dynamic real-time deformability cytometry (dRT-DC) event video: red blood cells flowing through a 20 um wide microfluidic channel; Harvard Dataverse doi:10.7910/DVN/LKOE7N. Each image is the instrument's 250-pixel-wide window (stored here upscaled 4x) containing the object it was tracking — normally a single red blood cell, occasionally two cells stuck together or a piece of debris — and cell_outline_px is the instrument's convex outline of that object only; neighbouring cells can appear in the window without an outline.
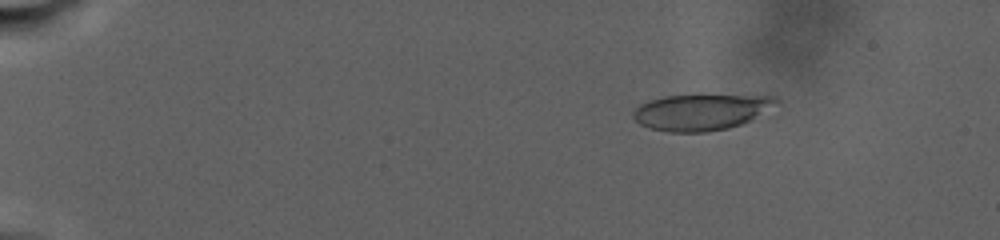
{"species": "human", "species_latin": "Homo sapiens", "temperature_condition": "warm", "stored_images_in_passage": 78, "camera_frame_rate_fps": 3000, "um_per_image_px": 0.085, "donor": {"sex": "male"}, "frame": {"image": 1, "passage_image": 17, "time_ms": 5.0, "image_size_px": [1000, 240], "cell_outline_px": [[780, 100], [748, 120], [740, 124], [728, 128], [708, 132], [668, 132], [648, 128], [640, 124], [632, 116], [632, 112], [640, 104], [648, 100], [664, 96], [700, 92], [704, 92], [776, 96]], "centroid_in_image_um": [59.54, 9.46], "position_along_channel_um": 25.5, "area_um2": 31.04}}
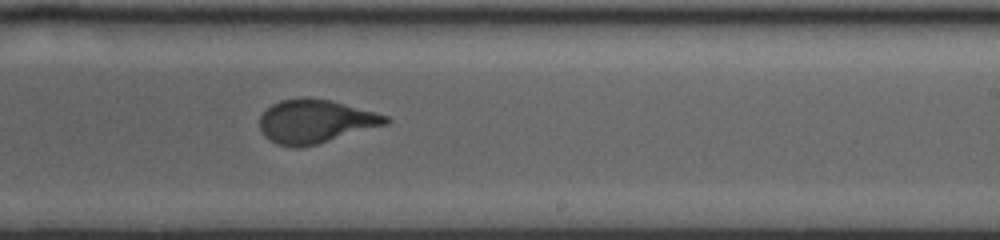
{"frame": {"image": 2, "passage_image": 49, "time_ms": 20.0, "image_size_px": [1000, 240], "cell_outline_px": [[392, 120], [388, 124], [316, 144], [296, 148], [292, 148], [276, 144], [264, 136], [260, 128], [260, 116], [272, 104], [280, 100], [304, 96], [308, 96], [332, 100], [388, 116]], "centroid_in_image_um": [26.79, 10.3], "position_along_channel_um": 262.2, "area_um2": 32.14}}
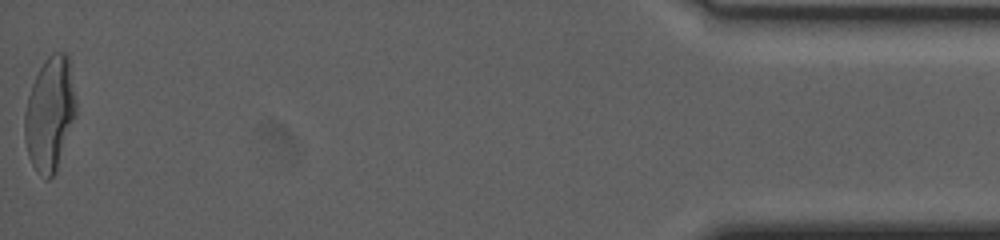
{"frame": {"image": 3, "passage_image": 78, "time_ms": 30.333, "image_size_px": [1000, 240], "cell_outline_px": [[76, 116], [56, 172], [48, 180], [32, 164], [28, 156], [24, 140], [24, 112], [28, 96], [32, 84], [44, 60], [52, 52], [68, 52], [76, 96]], "centroid_in_image_um": [4.25, 9.64], "position_along_channel_um": 430.9, "area_um2": 34.39}}